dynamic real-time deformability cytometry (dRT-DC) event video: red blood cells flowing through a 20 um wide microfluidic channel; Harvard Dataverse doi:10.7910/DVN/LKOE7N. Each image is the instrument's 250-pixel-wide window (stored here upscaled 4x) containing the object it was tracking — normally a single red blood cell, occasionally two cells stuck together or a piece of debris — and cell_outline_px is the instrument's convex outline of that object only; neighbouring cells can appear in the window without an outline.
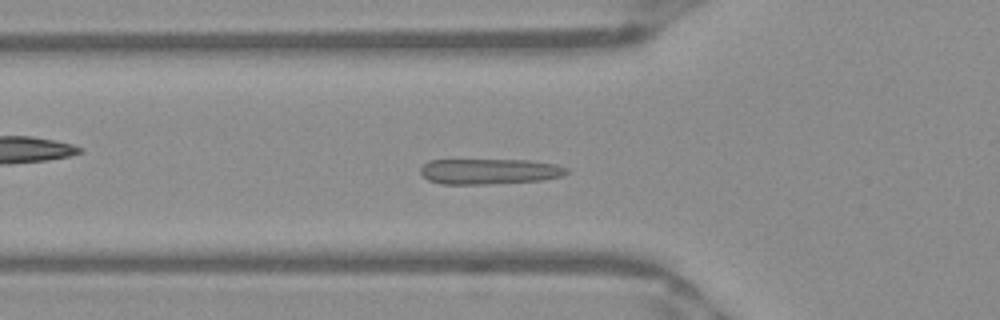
{"species": "Egyptian fruit bat (a non-hibernating species)", "species_latin": "Rousettus aegyptiacus", "temperature_condition": "warm", "stored_images_in_passage": 7, "segment_of_instrument_passage": [1, 2], "camera_frame_rate_fps": 3000, "um_per_image_px": 0.085, "frame": {"image": 1, "passage_image": 4, "time_ms": 1.0, "image_size_px": [1000, 320], "cell_outline_px": [[568, 172], [564, 176], [540, 180], [488, 184], [440, 184], [428, 180], [420, 172], [420, 168], [428, 160], [528, 160], [556, 164], [568, 168]], "centroid_in_image_um": [41.6, 14.57], "position_along_channel_um": 84.2, "area_um2": 21.79}}